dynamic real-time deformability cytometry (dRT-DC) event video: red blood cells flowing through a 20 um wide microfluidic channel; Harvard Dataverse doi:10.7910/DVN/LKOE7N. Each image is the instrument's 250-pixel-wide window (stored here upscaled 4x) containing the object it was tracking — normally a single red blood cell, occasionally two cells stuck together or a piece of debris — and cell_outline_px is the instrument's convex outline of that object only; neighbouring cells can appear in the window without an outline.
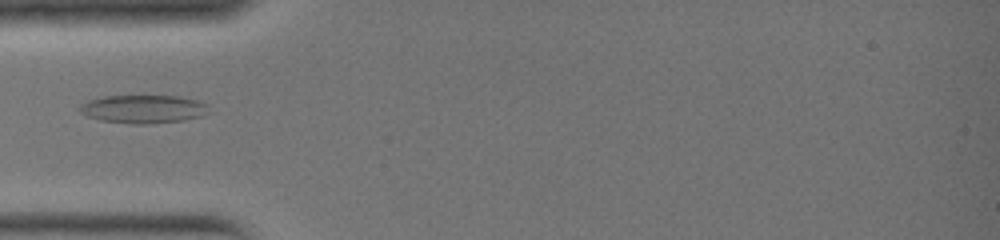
{"species": "common noctule bat (a hibernating species)", "species_latin": "Nyctalus noctula", "temperature_condition": "warm", "stored_images_in_passage": 34, "camera_frame_rate_fps": 3000, "um_per_image_px": 0.085, "animal": {"sex": "female", "body_mass_g": 19.0, "forearm_length_mm": 51.5}, "frame": {"image": 1, "passage_image": 11, "time_ms": 3.333, "image_size_px": [1000, 240], "cell_outline_px": [[208, 104], [204, 116], [184, 120], [148, 124], [132, 124], [100, 120], [88, 116], [80, 112], [80, 104], [88, 100], [104, 96], [176, 96], [196, 100]], "centroid_in_image_um": [12.17, 9.27], "position_along_channel_um": 72.8, "area_um2": 21.15}}
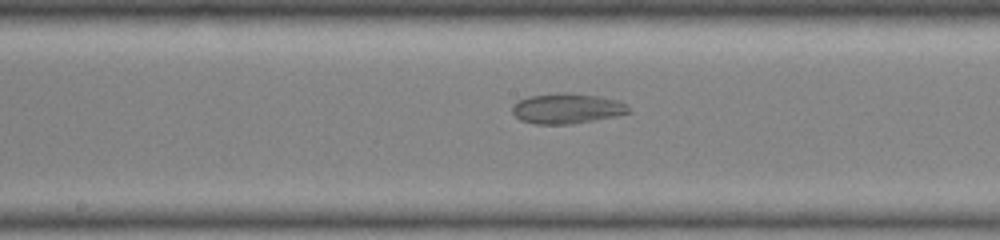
{"frame": {"image": 2, "passage_image": 18, "time_ms": 5.667, "image_size_px": [1000, 240], "cell_outline_px": [[632, 112], [616, 116], [572, 124], [536, 124], [520, 120], [512, 112], [512, 104], [516, 100], [528, 96], [556, 92], [568, 92], [600, 96], [616, 100], [628, 104]], "centroid_in_image_um": [48.18, 9.21], "position_along_channel_um": 200.0, "area_um2": 20.92}}
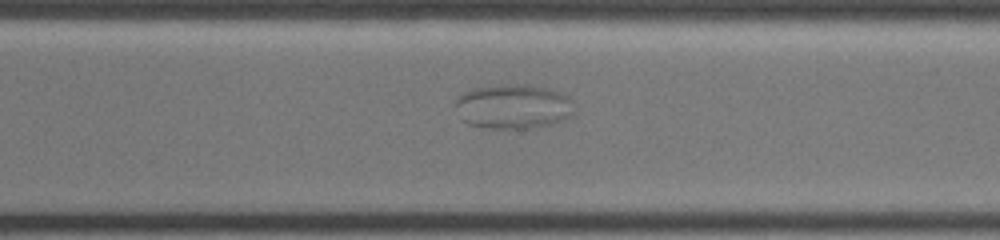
{"frame": {"image": 3, "passage_image": 25, "time_ms": 8.0, "image_size_px": [1000, 240], "cell_outline_px": [[576, 112], [572, 116], [564, 120], [552, 124], [528, 128], [484, 128], [468, 124], [460, 120], [456, 104], [456, 96], [460, 92], [472, 88], [500, 84], [528, 84], [548, 88], [568, 96], [572, 100]], "centroid_in_image_um": [43.62, 9.04], "position_along_channel_um": 327.0, "area_um2": 31.56}}